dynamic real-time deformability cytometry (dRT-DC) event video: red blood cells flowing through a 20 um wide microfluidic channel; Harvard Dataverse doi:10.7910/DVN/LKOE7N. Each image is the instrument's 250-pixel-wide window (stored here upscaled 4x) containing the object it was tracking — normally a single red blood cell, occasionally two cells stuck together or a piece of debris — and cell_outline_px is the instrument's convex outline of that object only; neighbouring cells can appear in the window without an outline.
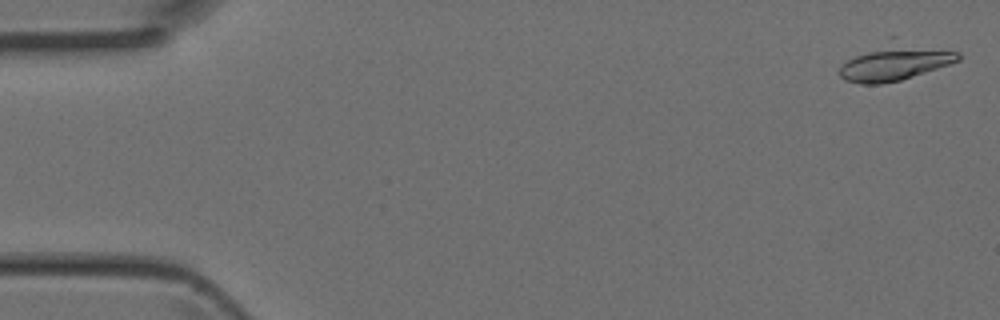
{"species": "Egyptian fruit bat (a non-hibernating species)", "species_latin": "Rousettus aegyptiacus", "temperature_condition": "room temperature", "stored_images_in_passage": 2, "camera_frame_rate_fps": 3000, "um_per_image_px": 0.085, "animal": {"sex": "female"}, "frame": {"image": 1, "passage_image": 2, "time_ms": 0.333, "image_size_px": [1000, 320], "cell_outline_px": [[960, 60], [952, 64], [900, 80], [880, 84], [860, 84], [844, 80], [840, 76], [840, 68], [848, 60], [888, 36], [896, 36], [960, 52]], "centroid_in_image_um": [76.15, 5.2], "position_along_channel_um": 8.9, "area_um2": 26.36}}